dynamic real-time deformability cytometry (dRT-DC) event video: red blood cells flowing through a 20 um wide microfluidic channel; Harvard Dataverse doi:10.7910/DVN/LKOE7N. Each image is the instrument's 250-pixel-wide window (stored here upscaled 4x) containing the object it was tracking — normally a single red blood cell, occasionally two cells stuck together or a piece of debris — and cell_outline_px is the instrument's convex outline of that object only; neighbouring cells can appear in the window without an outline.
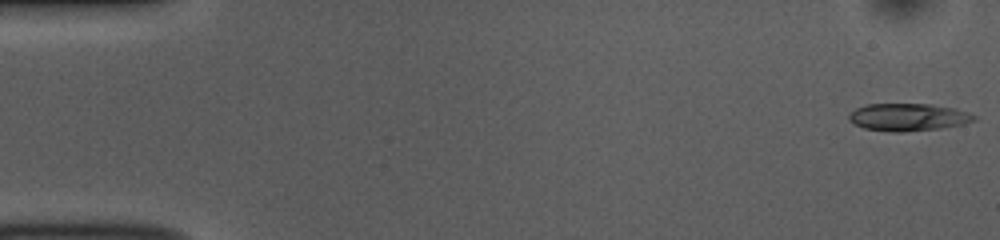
{"species": "common noctule bat (a hibernating species)", "species_latin": "Nyctalus noctula", "temperature_condition": "room temperature", "stored_images_in_passage": 52, "camera_frame_rate_fps": 3000, "um_per_image_px": 0.085, "animal": {"sex": "female", "body_mass_g": 10.0, "forearm_length_mm": 53.1}, "frame": {"image": 1, "passage_image": 1, "time_ms": 0.0, "image_size_px": [1000, 240], "cell_outline_px": [[976, 120], [964, 124], [940, 128], [900, 132], [892, 132], [864, 128], [852, 124], [848, 120], [848, 112], [856, 108], [868, 104], [928, 104], [956, 108], [968, 112], [976, 116]], "centroid_in_image_um": [77.16, 9.95], "position_along_channel_um": 7.8, "area_um2": 20.17}}
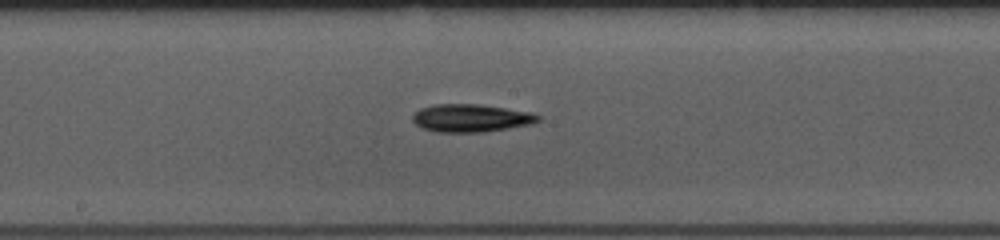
{"frame": {"image": 2, "passage_image": 27, "time_ms": 8.667, "image_size_px": [1000, 240], "cell_outline_px": [[540, 120], [532, 124], [484, 132], [436, 132], [424, 128], [416, 124], [412, 120], [412, 116], [420, 108], [436, 104], [480, 104], [532, 112], [540, 116]], "centroid_in_image_um": [40.05, 10.03], "position_along_channel_um": 208.1, "area_um2": 20.35}}
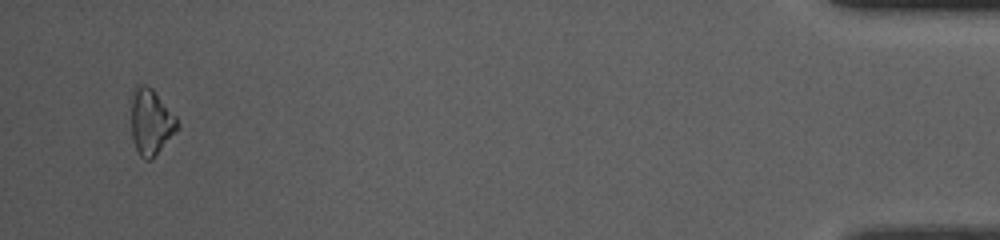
{"frame": {"image": 3, "passage_image": 50, "time_ms": 16.333, "image_size_px": [1000, 240], "cell_outline_px": [[180, 124], [152, 160], [144, 160], [140, 156], [136, 148], [132, 136], [128, 96], [132, 88], [136, 84], [144, 84], [152, 88], [176, 116]], "centroid_in_image_um": [12.75, 10.29], "position_along_channel_um": 422.5, "area_um2": 18.26}, "authors_computed_cell_mechanics": {"area_um2": 19.074, "velocity_mm_per_s": 3.8342, "shape_relaxation_time_tau1_ms": 2.5367, "shape_relaxation_time_tau2_ms": null, "deformation_change_tau1": 0.087, "deformation_change_tau2": null}}